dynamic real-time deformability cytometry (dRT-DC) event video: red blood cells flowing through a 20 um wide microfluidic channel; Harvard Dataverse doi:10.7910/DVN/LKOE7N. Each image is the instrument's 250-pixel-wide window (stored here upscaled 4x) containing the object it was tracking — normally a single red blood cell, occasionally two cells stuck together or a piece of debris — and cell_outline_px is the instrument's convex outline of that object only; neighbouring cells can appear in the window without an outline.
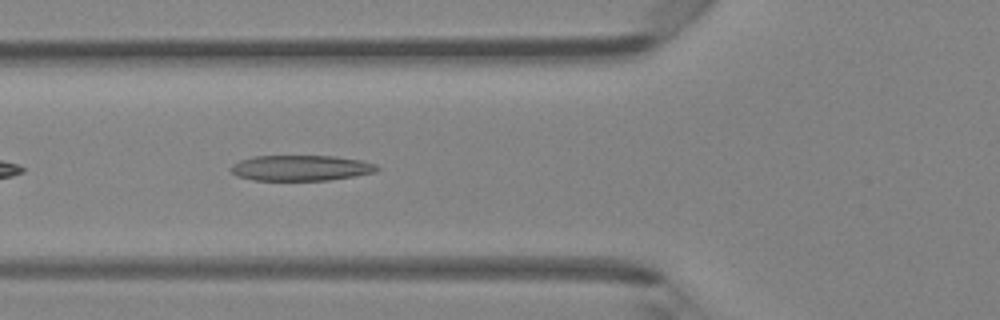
{"species": "Egyptian fruit bat (a non-hibernating species)", "species_latin": "Rousettus aegyptiacus", "temperature_condition": "room temperature", "stored_images_in_passage": 32, "camera_frame_rate_fps": 3000, "um_per_image_px": 0.085, "animal": {"sex": "female"}, "frame": {"image": 1, "passage_image": 3, "time_ms": 0.667, "image_size_px": [1000, 320], "cell_outline_px": [[380, 168], [376, 172], [356, 176], [328, 180], [252, 180], [236, 176], [228, 168], [232, 164], [240, 160], [252, 156], [332, 156], [360, 160], [376, 164]], "centroid_in_image_um": [25.55, 14.28], "position_along_channel_um": 100.3, "area_um2": 21.91}}
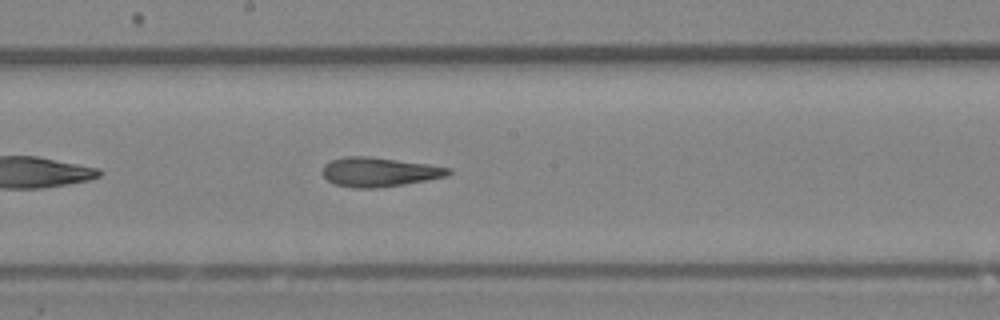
{"frame": {"image": 2, "passage_image": 11, "time_ms": 3.333, "image_size_px": [1000, 320], "cell_outline_px": [[452, 172], [448, 176], [428, 180], [404, 184], [376, 188], [356, 188], [336, 184], [328, 180], [320, 172], [324, 164], [332, 160], [344, 156], [368, 156], [428, 164], [452, 168]], "centroid_in_image_um": [32.24, 14.61], "position_along_channel_um": 216.0, "area_um2": 21.56}}
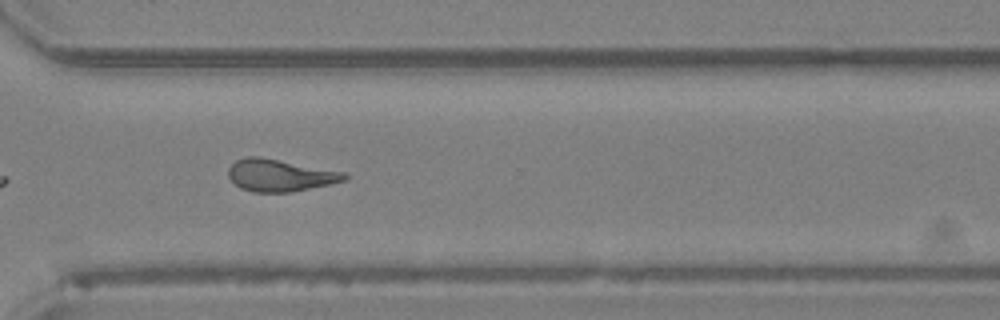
{"frame": {"image": 3, "passage_image": 20, "time_ms": 6.333, "image_size_px": [1000, 320], "cell_outline_px": [[348, 176], [344, 180], [328, 184], [292, 192], [252, 192], [240, 188], [228, 176], [228, 168], [236, 160], [248, 156], [260, 156], [348, 172]], "centroid_in_image_um": [23.8, 14.89], "position_along_channel_um": 346.8, "area_um2": 21.85}, "authors_computed_cell_mechanics": {"area_um2": 21.7328, "velocity_mm_per_s": 4.3542, "shape_relaxation_time_tau1_ms": 5.4565, "shape_relaxation_time_tau2_ms": 2.0983, "deformation_change_tau1": 0.2034, "deformation_change_tau2": 0.1258}}